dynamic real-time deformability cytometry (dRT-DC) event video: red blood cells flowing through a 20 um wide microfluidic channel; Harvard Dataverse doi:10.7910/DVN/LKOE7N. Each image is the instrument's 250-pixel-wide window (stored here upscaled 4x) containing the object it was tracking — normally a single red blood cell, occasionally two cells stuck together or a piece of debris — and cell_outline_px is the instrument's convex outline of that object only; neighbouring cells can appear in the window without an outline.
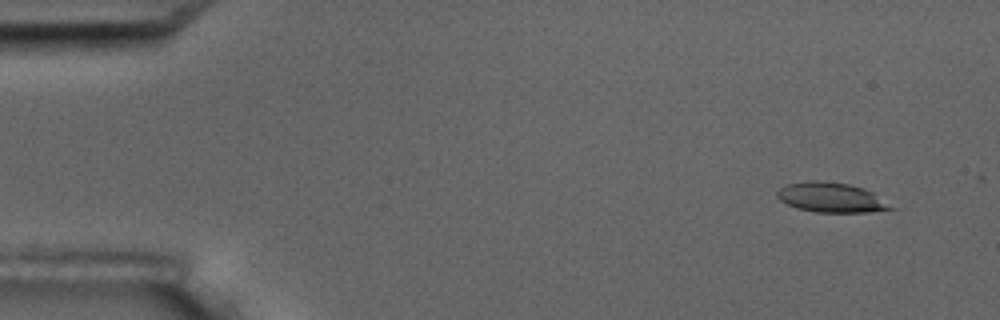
{"species": "common noctule bat (a hibernating species)", "species_latin": "Nyctalus noctula", "temperature_condition": "room temperature", "stored_images_in_passage": 4, "camera_frame_rate_fps": 3000, "um_per_image_px": 0.085, "animal": {"sex": "male", "body_mass_g": 17.5, "forearm_length_mm": 52.3}, "frame": {"image": 1, "passage_image": 1, "time_ms": 0.0, "image_size_px": [1000, 320], "cell_outline_px": [[896, 208], [868, 212], [816, 212], [800, 208], [788, 204], [780, 200], [776, 196], [776, 192], [780, 188], [788, 184], [808, 180], [824, 180], [848, 184], [864, 188], [872, 192]], "centroid_in_image_um": [70.64, 16.77], "position_along_channel_um": 14.4, "area_um2": 19.59}}